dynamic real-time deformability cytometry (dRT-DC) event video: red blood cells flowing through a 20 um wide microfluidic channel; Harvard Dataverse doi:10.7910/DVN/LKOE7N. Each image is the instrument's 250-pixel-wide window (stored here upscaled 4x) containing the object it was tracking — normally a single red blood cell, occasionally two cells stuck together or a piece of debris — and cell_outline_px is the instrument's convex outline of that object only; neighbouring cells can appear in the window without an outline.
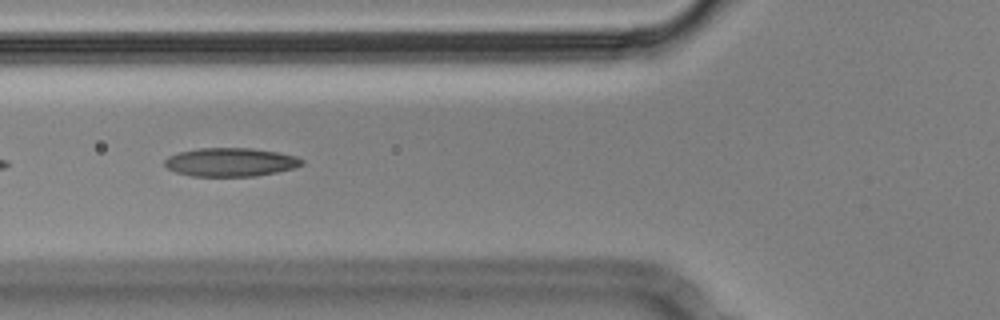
{"species": "Egyptian fruit bat (a non-hibernating species)", "species_latin": "Rousettus aegyptiacus", "temperature_condition": "cold", "stored_images_in_passage": 14, "camera_frame_rate_fps": 3000, "um_per_image_px": 0.085, "animal": {"sex": "male"}, "frame": {"image": 1, "passage_image": 5, "time_ms": 1.333, "image_size_px": [1000, 320], "cell_outline_px": [[304, 164], [292, 168], [276, 172], [256, 176], [192, 176], [176, 172], [168, 168], [164, 164], [164, 160], [168, 156], [180, 152], [200, 148], [252, 148], [276, 152], [296, 156], [304, 160]], "centroid_in_image_um": [19.59, 13.78], "position_along_channel_um": 106.2, "area_um2": 22.72}}
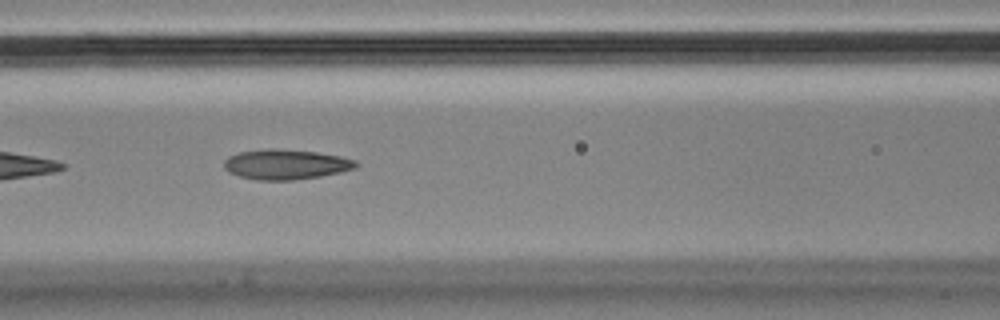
{"frame": {"image": 2, "passage_image": 8, "time_ms": 2.333, "image_size_px": [1000, 320], "cell_outline_px": [[360, 164], [356, 168], [340, 172], [320, 176], [292, 180], [256, 180], [240, 176], [228, 172], [224, 168], [224, 160], [228, 156], [240, 152], [268, 148], [276, 148], [316, 152], [340, 156], [356, 160]], "centroid_in_image_um": [24.29, 13.97], "position_along_channel_um": 142.3, "area_um2": 23.18}}
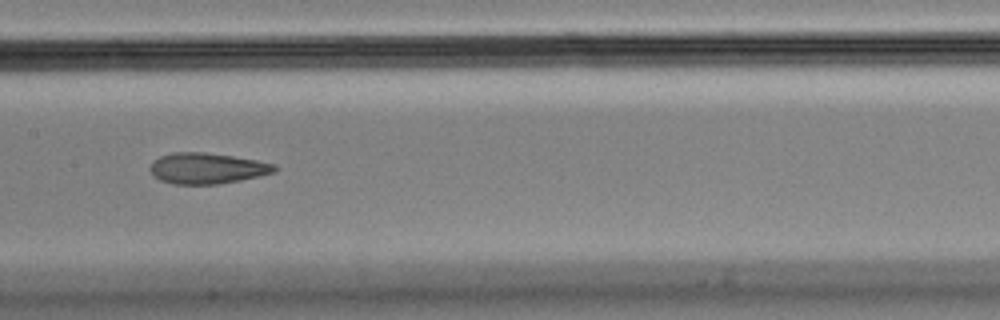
{"frame": {"image": 3, "passage_image": 12, "time_ms": 3.667, "image_size_px": [1000, 320], "cell_outline_px": [[276, 172], [260, 176], [240, 180], [216, 184], [172, 184], [160, 180], [148, 168], [152, 160], [160, 156], [172, 152], [204, 152], [232, 156], [256, 160], [276, 164]], "centroid_in_image_um": [17.58, 14.3], "position_along_channel_um": 189.8, "area_um2": 22.43}}